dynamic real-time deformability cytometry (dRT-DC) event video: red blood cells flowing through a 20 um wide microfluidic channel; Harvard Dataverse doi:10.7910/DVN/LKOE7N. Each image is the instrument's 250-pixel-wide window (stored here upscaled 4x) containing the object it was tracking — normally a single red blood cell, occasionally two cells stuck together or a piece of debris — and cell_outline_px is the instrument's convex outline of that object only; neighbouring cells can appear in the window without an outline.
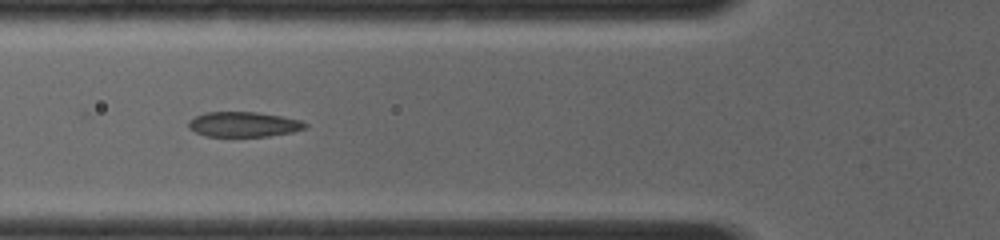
{"species": "common noctule bat (a hibernating species)", "species_latin": "Nyctalus noctula", "temperature_condition": "room temperature", "stored_images_in_passage": 4, "camera_frame_rate_fps": 4000, "um_per_image_px": 0.085, "animal": {"sex": "female", "body_mass_g": 19.0, "forearm_length_mm": 56.7}, "frame": {"image": 1, "passage_image": 4, "time_ms": 3.5, "image_size_px": [1000, 240], "cell_outline_px": [[308, 124], [304, 128], [292, 132], [268, 136], [204, 136], [188, 128], [188, 120], [204, 112], [256, 112], [280, 116], [300, 120]], "centroid_in_image_um": [20.66, 10.57], "position_along_channel_um": 105.1, "area_um2": 16.94}}